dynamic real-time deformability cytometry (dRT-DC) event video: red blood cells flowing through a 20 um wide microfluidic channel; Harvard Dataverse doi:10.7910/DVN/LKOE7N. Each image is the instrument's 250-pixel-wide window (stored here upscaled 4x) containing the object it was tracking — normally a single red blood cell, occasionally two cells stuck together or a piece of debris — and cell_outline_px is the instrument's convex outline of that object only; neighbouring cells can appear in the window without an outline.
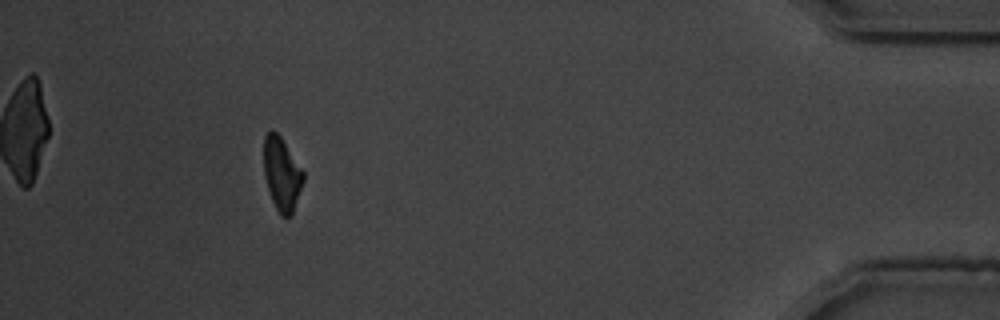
{"species": "common noctule bat (a hibernating species)", "species_latin": "Nyctalus noctula", "temperature_condition": "warm", "stored_images_in_passage": 46, "segment_of_instrument_passage": [1, 2], "camera_frame_rate_fps": 3000, "um_per_image_px": 0.085, "animal": {"sex": "male", "body_mass_g": 19.5, "forearm_length_mm": 54.6}, "frame": {"image": 1, "passage_image": 40, "time_ms": 13.0, "image_size_px": [1000, 320], "cell_outline_px": [[304, 180], [292, 212], [288, 216], [280, 216], [272, 200], [264, 176], [264, 136], [272, 128], [280, 136], [304, 172]], "centroid_in_image_um": [23.94, 14.76], "position_along_channel_um": 411.3, "area_um2": 16.59}}